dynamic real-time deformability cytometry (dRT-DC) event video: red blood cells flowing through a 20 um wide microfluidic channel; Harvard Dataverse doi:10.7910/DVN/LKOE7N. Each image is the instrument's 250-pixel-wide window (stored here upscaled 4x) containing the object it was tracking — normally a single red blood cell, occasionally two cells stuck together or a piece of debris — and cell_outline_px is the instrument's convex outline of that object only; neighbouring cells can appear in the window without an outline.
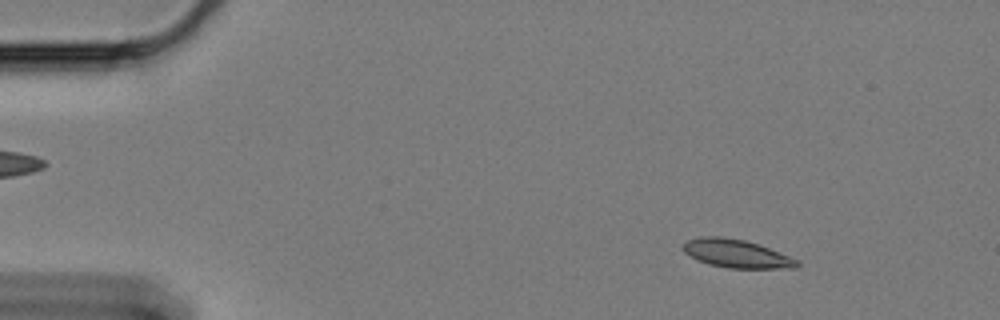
{"species": "Egyptian fruit bat (a non-hibernating species)", "species_latin": "Rousettus aegyptiacus", "temperature_condition": "cold", "stored_images_in_passage": 62, "camera_frame_rate_fps": 3000, "um_per_image_px": 0.085, "animal": {"sex": "female"}, "frame": {"image": 1, "passage_image": 9, "time_ms": 2.667, "image_size_px": [1000, 320], "cell_outline_px": [[800, 264], [796, 268], [728, 268], [708, 264], [696, 260], [684, 252], [680, 248], [688, 240], [700, 236], [724, 236], [744, 240], [768, 248], [800, 260]], "centroid_in_image_um": [62.57, 21.56], "position_along_channel_um": 22.4, "area_um2": 18.84}}
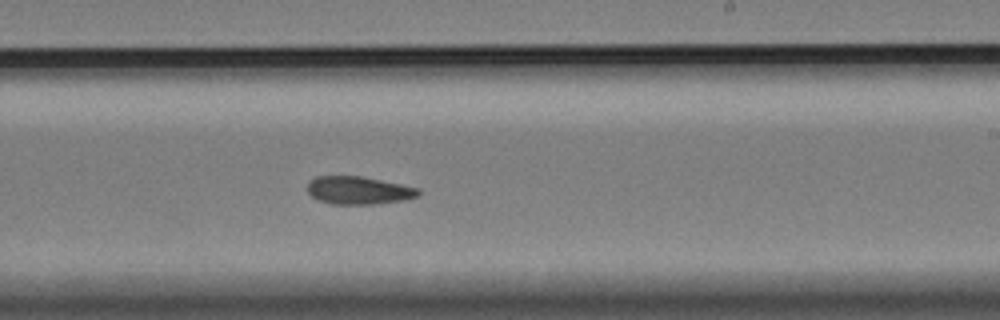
{"frame": {"image": 2, "passage_image": 38, "time_ms": 12.333, "image_size_px": [1000, 320], "cell_outline_px": [[420, 196], [404, 200], [376, 204], [332, 204], [316, 200], [308, 192], [308, 180], [316, 176], [360, 176], [420, 188]], "centroid_in_image_um": [30.47, 16.18], "position_along_channel_um": 258.5, "area_um2": 18.15}}
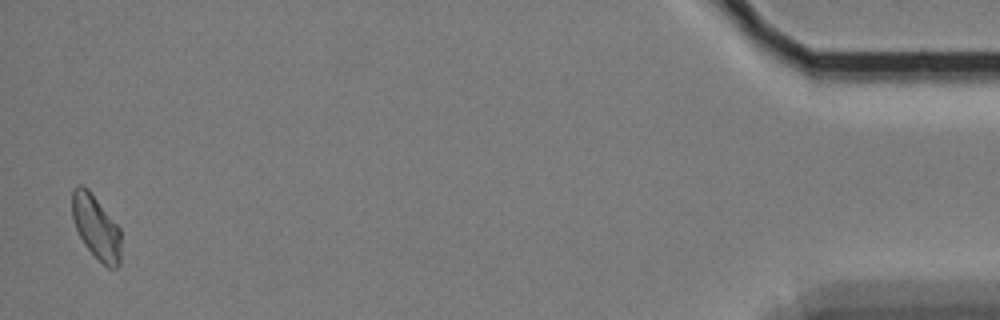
{"frame": {"image": 3, "passage_image": 61, "time_ms": 20.0, "image_size_px": [1000, 320], "cell_outline_px": [[120, 264], [116, 268], [108, 268], [84, 244], [76, 228], [72, 216], [72, 192], [80, 184], [84, 184], [88, 188], [120, 228]], "centroid_in_image_um": [8.17, 19.29], "position_along_channel_um": 427.0, "area_um2": 17.98}, "authors_computed_cell_mechanics": {"area_um2": 18.6983, "velocity_mm_per_s": 3.2894, "shape_relaxation_time_tau1_ms": null, "shape_relaxation_time_tau2_ms": 5.9752, "deformation_change_tau1": null, "deformation_change_tau2": 0.0957}}